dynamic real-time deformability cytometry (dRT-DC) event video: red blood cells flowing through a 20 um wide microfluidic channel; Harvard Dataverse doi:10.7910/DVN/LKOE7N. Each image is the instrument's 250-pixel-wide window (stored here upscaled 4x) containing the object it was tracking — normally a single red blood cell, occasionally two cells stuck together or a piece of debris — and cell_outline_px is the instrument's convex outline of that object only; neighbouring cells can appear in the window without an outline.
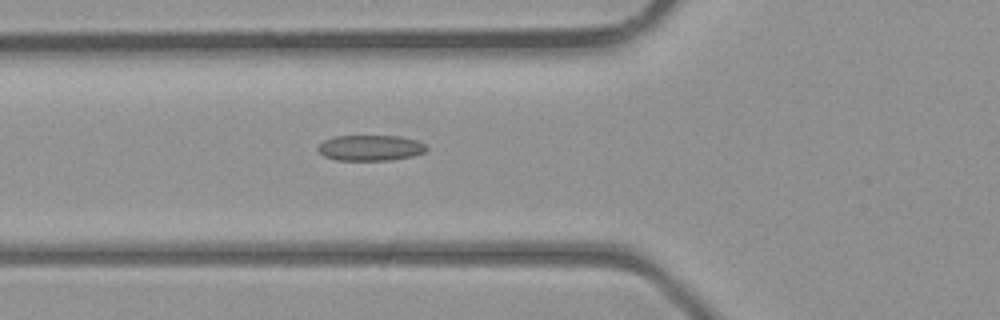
{"species": "common noctule bat (a hibernating species)", "species_latin": "Nyctalus noctula", "temperature_condition": "room temperature", "stored_images_in_passage": 28, "camera_frame_rate_fps": 3000, "um_per_image_px": 0.085, "animal": {"sex": "male", "body_mass_g": 23.1, "forearm_length_mm": 52.7}, "frame": {"image": 1, "passage_image": 2, "time_ms": 0.333, "image_size_px": [1000, 320], "cell_outline_px": [[428, 148], [424, 152], [412, 156], [388, 160], [336, 160], [324, 156], [316, 148], [324, 140], [336, 136], [400, 136], [416, 140], [424, 144]], "centroid_in_image_um": [31.47, 12.57], "position_along_channel_um": 94.3, "area_um2": 16.13}}
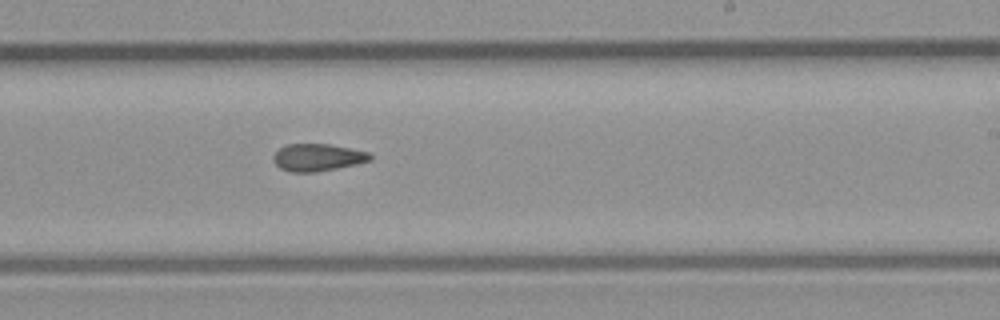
{"frame": {"image": 2, "passage_image": 12, "time_ms": 3.667, "image_size_px": [1000, 320], "cell_outline_px": [[372, 160], [356, 164], [316, 172], [292, 172], [280, 168], [272, 160], [272, 156], [280, 148], [288, 144], [328, 144], [368, 152], [372, 156]], "centroid_in_image_um": [26.98, 13.38], "position_along_channel_um": 262.0, "area_um2": 15.26}}
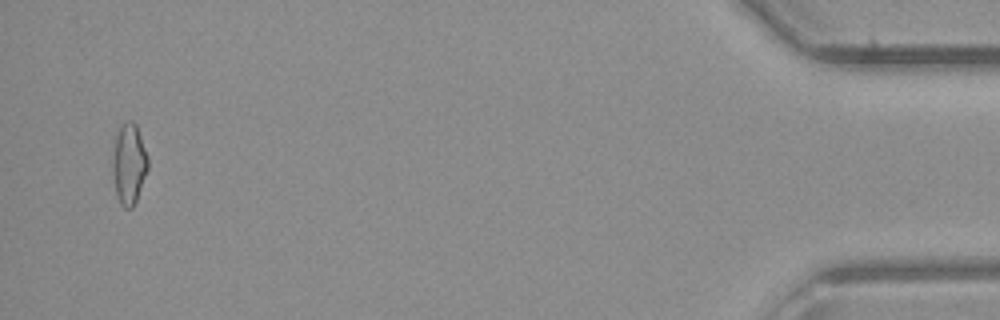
{"frame": {"image": 3, "passage_image": 27, "time_ms": 8.667, "image_size_px": [1000, 320], "cell_outline_px": [[148, 168], [136, 200], [132, 208], [124, 208], [120, 204], [116, 192], [112, 176], [112, 152], [116, 136], [120, 128], [128, 120], [132, 120], [136, 124], [148, 156]], "centroid_in_image_um": [10.95, 13.94], "position_along_channel_um": 424.3, "area_um2": 16.59}}